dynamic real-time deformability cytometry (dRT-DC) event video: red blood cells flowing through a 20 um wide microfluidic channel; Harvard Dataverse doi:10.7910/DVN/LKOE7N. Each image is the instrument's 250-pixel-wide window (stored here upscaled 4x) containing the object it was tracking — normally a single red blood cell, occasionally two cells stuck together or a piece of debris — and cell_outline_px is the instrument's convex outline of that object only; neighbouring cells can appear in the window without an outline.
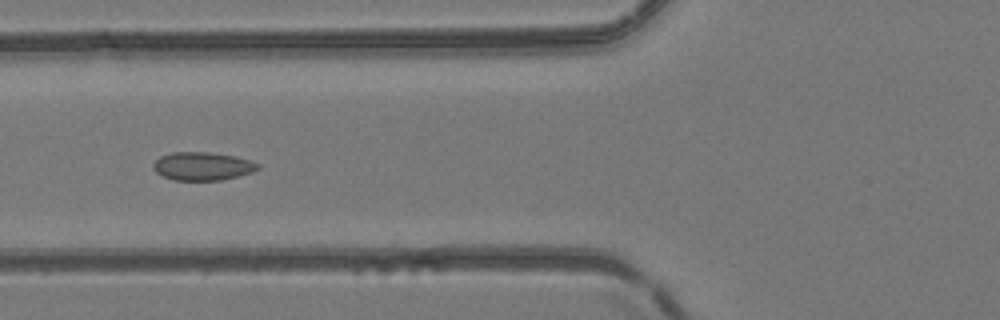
{"species": "common noctule bat (a hibernating species)", "species_latin": "Nyctalus noctula", "temperature_condition": "room temperature", "stored_images_in_passage": 3, "camera_frame_rate_fps": 3000, "um_per_image_px": 0.085, "animal": {"sex": "female", "body_mass_g": 24.6, "forearm_length_mm": 56.2}, "frame": {"image": 1, "passage_image": 3, "time_ms": 2.0, "image_size_px": [1000, 320], "cell_outline_px": [[260, 168], [252, 172], [220, 180], [172, 180], [156, 172], [152, 168], [152, 164], [160, 156], [172, 152], [208, 152], [236, 156], [252, 160], [260, 164]], "centroid_in_image_um": [17.22, 14.12], "position_along_channel_um": 108.6, "area_um2": 17.28}}